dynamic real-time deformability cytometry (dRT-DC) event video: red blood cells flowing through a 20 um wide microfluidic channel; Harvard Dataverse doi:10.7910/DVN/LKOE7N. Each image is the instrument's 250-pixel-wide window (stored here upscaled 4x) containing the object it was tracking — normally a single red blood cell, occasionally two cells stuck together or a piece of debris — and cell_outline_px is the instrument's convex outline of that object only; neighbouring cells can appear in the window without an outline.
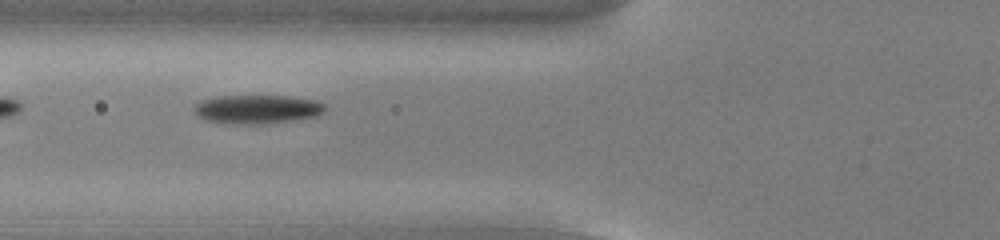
{"species": "common noctule bat (a hibernating species)", "species_latin": "Nyctalus noctula", "temperature_condition": "cold", "stored_images_in_passage": 33, "camera_frame_rate_fps": 3000, "um_per_image_px": 0.085, "animal": {"sex": "male", "body_mass_g": 13.0, "forearm_length_mm": 53.1}, "frame": {"image": 1, "passage_image": 3, "time_ms": 0.667, "image_size_px": [1000, 240], "cell_outline_px": [[328, 108], [324, 112], [316, 116], [292, 120], [260, 124], [224, 124], [204, 120], [196, 112], [196, 104], [200, 100], [220, 96], [288, 96], [316, 100], [324, 104]], "centroid_in_image_um": [21.88, 9.29], "position_along_channel_um": 103.9, "area_um2": 21.96}}
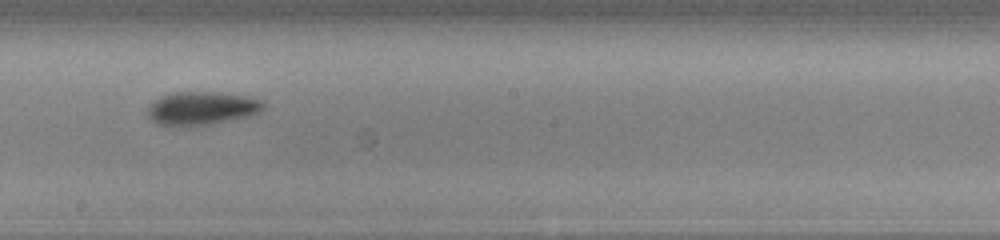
{"frame": {"image": 2, "passage_image": 13, "time_ms": 4.0, "image_size_px": [1000, 240], "cell_outline_px": [[264, 108], [260, 112], [248, 116], [208, 124], [180, 128], [156, 124], [148, 116], [148, 108], [160, 96], [172, 92], [216, 92], [244, 96], [264, 100]], "centroid_in_image_um": [17.12, 9.22], "position_along_channel_um": 231.1, "area_um2": 22.6}}
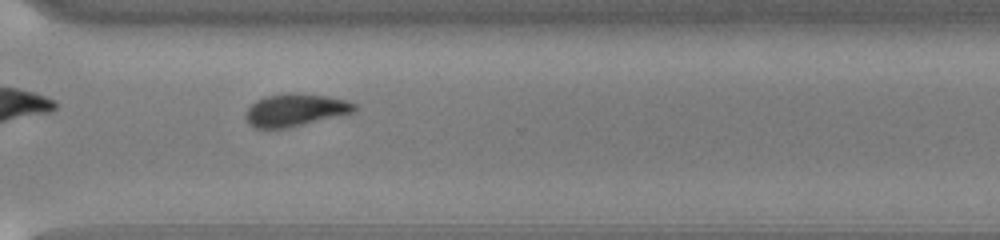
{"frame": {"image": 3, "passage_image": 22, "time_ms": 7.0, "image_size_px": [1000, 240], "cell_outline_px": [[356, 108], [352, 112], [284, 128], [256, 128], [244, 116], [248, 108], [256, 100], [264, 96], [288, 92], [296, 92], [328, 96], [348, 100], [356, 104]], "centroid_in_image_um": [25.08, 9.31], "position_along_channel_um": 345.5, "area_um2": 20.29}}